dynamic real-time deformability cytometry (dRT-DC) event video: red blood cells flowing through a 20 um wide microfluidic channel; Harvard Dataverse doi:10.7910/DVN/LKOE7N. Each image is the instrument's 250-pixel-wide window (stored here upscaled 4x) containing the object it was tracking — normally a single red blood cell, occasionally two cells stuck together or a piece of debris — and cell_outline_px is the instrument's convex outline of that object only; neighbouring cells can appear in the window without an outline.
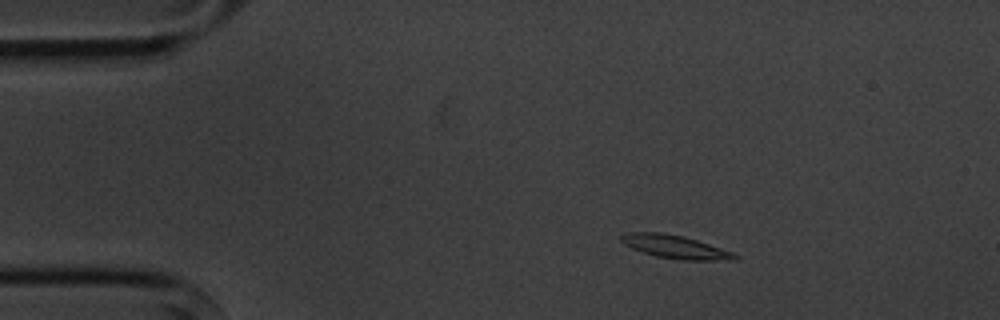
{"species": "common noctule bat (a hibernating species)", "species_latin": "Nyctalus noctula", "temperature_condition": "cold", "stored_images_in_passage": 4, "camera_frame_rate_fps": 3000, "um_per_image_px": 0.085, "animal": {"sex": "male", "body_mass_g": 20.1, "forearm_length_mm": 53.5}, "frame": {"image": 1, "passage_image": 2, "time_ms": 1.333, "image_size_px": [1000, 320], "cell_outline_px": [[740, 256], [736, 260], [680, 260], [656, 256], [632, 248], [624, 244], [620, 240], [620, 236], [628, 232], [660, 232], [684, 236], [732, 252]], "centroid_in_image_um": [57.38, 20.98], "position_along_channel_um": 27.6, "area_um2": 15.26}}